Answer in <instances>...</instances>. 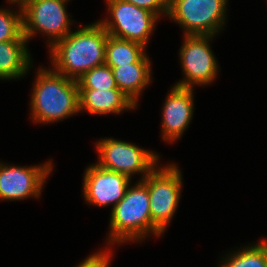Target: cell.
Segmentation results:
<instances>
[{"label": "cell", "instance_id": "cell-1", "mask_svg": "<svg viewBox=\"0 0 267 267\" xmlns=\"http://www.w3.org/2000/svg\"><path fill=\"white\" fill-rule=\"evenodd\" d=\"M108 32L101 23L80 25L49 50V65L54 71L78 80L87 71L105 64Z\"/></svg>", "mask_w": 267, "mask_h": 267}, {"label": "cell", "instance_id": "cell-2", "mask_svg": "<svg viewBox=\"0 0 267 267\" xmlns=\"http://www.w3.org/2000/svg\"><path fill=\"white\" fill-rule=\"evenodd\" d=\"M35 70L30 98V119L36 124L62 122L80 113L79 85L52 68L42 65Z\"/></svg>", "mask_w": 267, "mask_h": 267}, {"label": "cell", "instance_id": "cell-3", "mask_svg": "<svg viewBox=\"0 0 267 267\" xmlns=\"http://www.w3.org/2000/svg\"><path fill=\"white\" fill-rule=\"evenodd\" d=\"M109 218L106 247L144 242L148 237L164 234L152 223L147 186L142 181L130 184L125 196L113 207ZM109 246V247H108Z\"/></svg>", "mask_w": 267, "mask_h": 267}, {"label": "cell", "instance_id": "cell-4", "mask_svg": "<svg viewBox=\"0 0 267 267\" xmlns=\"http://www.w3.org/2000/svg\"><path fill=\"white\" fill-rule=\"evenodd\" d=\"M70 0H19L22 8L23 35L30 42L39 33L45 35L47 47L65 38L76 24L67 12Z\"/></svg>", "mask_w": 267, "mask_h": 267}, {"label": "cell", "instance_id": "cell-5", "mask_svg": "<svg viewBox=\"0 0 267 267\" xmlns=\"http://www.w3.org/2000/svg\"><path fill=\"white\" fill-rule=\"evenodd\" d=\"M159 163L143 180L150 200L152 223L163 233L177 212L183 189V175L177 164Z\"/></svg>", "mask_w": 267, "mask_h": 267}, {"label": "cell", "instance_id": "cell-6", "mask_svg": "<svg viewBox=\"0 0 267 267\" xmlns=\"http://www.w3.org/2000/svg\"><path fill=\"white\" fill-rule=\"evenodd\" d=\"M229 0H169L167 18L183 35L218 36L225 27Z\"/></svg>", "mask_w": 267, "mask_h": 267}, {"label": "cell", "instance_id": "cell-7", "mask_svg": "<svg viewBox=\"0 0 267 267\" xmlns=\"http://www.w3.org/2000/svg\"><path fill=\"white\" fill-rule=\"evenodd\" d=\"M100 167L128 176L141 175L142 181L159 163L160 154L144 149L125 140L112 137L100 138L95 142Z\"/></svg>", "mask_w": 267, "mask_h": 267}, {"label": "cell", "instance_id": "cell-8", "mask_svg": "<svg viewBox=\"0 0 267 267\" xmlns=\"http://www.w3.org/2000/svg\"><path fill=\"white\" fill-rule=\"evenodd\" d=\"M107 18L98 19L109 35L135 41L147 48L161 20L155 13L124 0H104ZM109 16V17H108Z\"/></svg>", "mask_w": 267, "mask_h": 267}, {"label": "cell", "instance_id": "cell-9", "mask_svg": "<svg viewBox=\"0 0 267 267\" xmlns=\"http://www.w3.org/2000/svg\"><path fill=\"white\" fill-rule=\"evenodd\" d=\"M215 37L213 35L183 36L178 56L184 77L174 85L195 89L196 86H208L217 79L219 61L210 43Z\"/></svg>", "mask_w": 267, "mask_h": 267}, {"label": "cell", "instance_id": "cell-10", "mask_svg": "<svg viewBox=\"0 0 267 267\" xmlns=\"http://www.w3.org/2000/svg\"><path fill=\"white\" fill-rule=\"evenodd\" d=\"M53 161L17 166L0 161V200L22 201L40 198L45 183L54 170Z\"/></svg>", "mask_w": 267, "mask_h": 267}, {"label": "cell", "instance_id": "cell-11", "mask_svg": "<svg viewBox=\"0 0 267 267\" xmlns=\"http://www.w3.org/2000/svg\"><path fill=\"white\" fill-rule=\"evenodd\" d=\"M82 183V197L87 204L104 208L113 207L125 196L132 179L93 163L85 168Z\"/></svg>", "mask_w": 267, "mask_h": 267}, {"label": "cell", "instance_id": "cell-12", "mask_svg": "<svg viewBox=\"0 0 267 267\" xmlns=\"http://www.w3.org/2000/svg\"><path fill=\"white\" fill-rule=\"evenodd\" d=\"M194 89L173 85L163 103L161 138L170 144L180 140L195 112Z\"/></svg>", "mask_w": 267, "mask_h": 267}, {"label": "cell", "instance_id": "cell-13", "mask_svg": "<svg viewBox=\"0 0 267 267\" xmlns=\"http://www.w3.org/2000/svg\"><path fill=\"white\" fill-rule=\"evenodd\" d=\"M137 108L138 106L118 88L79 89L80 113L87 112L93 116L120 115Z\"/></svg>", "mask_w": 267, "mask_h": 267}, {"label": "cell", "instance_id": "cell-14", "mask_svg": "<svg viewBox=\"0 0 267 267\" xmlns=\"http://www.w3.org/2000/svg\"><path fill=\"white\" fill-rule=\"evenodd\" d=\"M147 52L136 62L118 67H110L113 71L117 88L139 105L144 90L152 83V64Z\"/></svg>", "mask_w": 267, "mask_h": 267}, {"label": "cell", "instance_id": "cell-15", "mask_svg": "<svg viewBox=\"0 0 267 267\" xmlns=\"http://www.w3.org/2000/svg\"><path fill=\"white\" fill-rule=\"evenodd\" d=\"M28 40L0 42V80H19L33 68Z\"/></svg>", "mask_w": 267, "mask_h": 267}, {"label": "cell", "instance_id": "cell-16", "mask_svg": "<svg viewBox=\"0 0 267 267\" xmlns=\"http://www.w3.org/2000/svg\"><path fill=\"white\" fill-rule=\"evenodd\" d=\"M257 241L227 252L217 267H267V241L264 238Z\"/></svg>", "mask_w": 267, "mask_h": 267}, {"label": "cell", "instance_id": "cell-17", "mask_svg": "<svg viewBox=\"0 0 267 267\" xmlns=\"http://www.w3.org/2000/svg\"><path fill=\"white\" fill-rule=\"evenodd\" d=\"M146 49V47L138 42L108 34L105 64L109 67H118L120 65L136 63L146 53Z\"/></svg>", "mask_w": 267, "mask_h": 267}, {"label": "cell", "instance_id": "cell-18", "mask_svg": "<svg viewBox=\"0 0 267 267\" xmlns=\"http://www.w3.org/2000/svg\"><path fill=\"white\" fill-rule=\"evenodd\" d=\"M6 2L11 6H16V10L12 7L9 9L8 6L0 7V42L27 40L23 35L22 8L19 0Z\"/></svg>", "mask_w": 267, "mask_h": 267}, {"label": "cell", "instance_id": "cell-19", "mask_svg": "<svg viewBox=\"0 0 267 267\" xmlns=\"http://www.w3.org/2000/svg\"><path fill=\"white\" fill-rule=\"evenodd\" d=\"M77 82L79 89L107 90L117 88L113 71L106 64L90 69Z\"/></svg>", "mask_w": 267, "mask_h": 267}, {"label": "cell", "instance_id": "cell-20", "mask_svg": "<svg viewBox=\"0 0 267 267\" xmlns=\"http://www.w3.org/2000/svg\"><path fill=\"white\" fill-rule=\"evenodd\" d=\"M112 249L100 248L99 251L94 252L93 254L87 256L75 267H110L112 258Z\"/></svg>", "mask_w": 267, "mask_h": 267}, {"label": "cell", "instance_id": "cell-21", "mask_svg": "<svg viewBox=\"0 0 267 267\" xmlns=\"http://www.w3.org/2000/svg\"><path fill=\"white\" fill-rule=\"evenodd\" d=\"M124 1L132 3L137 7L147 9L155 13L161 19L163 16L167 18L169 9V0H124Z\"/></svg>", "mask_w": 267, "mask_h": 267}]
</instances>
